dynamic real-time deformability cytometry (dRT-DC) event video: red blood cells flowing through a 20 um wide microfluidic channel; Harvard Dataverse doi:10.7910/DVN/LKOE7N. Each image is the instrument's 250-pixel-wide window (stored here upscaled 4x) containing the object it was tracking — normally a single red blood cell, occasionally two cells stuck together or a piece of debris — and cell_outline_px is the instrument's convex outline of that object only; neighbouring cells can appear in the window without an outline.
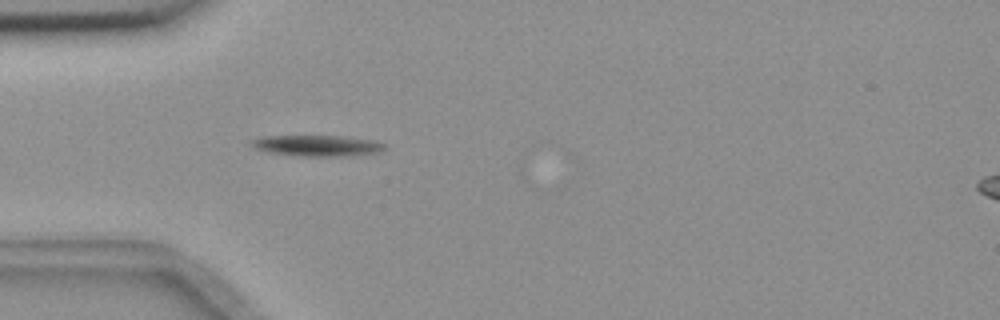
{"species": "common noctule bat (a hibernating species)", "species_latin": "Nyctalus noctula", "temperature_condition": "room temperature", "stored_images_in_passage": 49, "camera_frame_rate_fps": 3000, "um_per_image_px": 0.085, "animal": {"sex": "female", "body_mass_g": 18.4}, "frame": {"image": 1, "passage_image": 10, "time_ms": 3.0, "image_size_px": [1000, 320], "cell_outline_px": [[384, 148], [376, 152], [344, 156], [300, 156], [268, 152], [256, 148], [248, 144], [248, 140], [260, 136], [340, 136], [376, 140], [384, 144]], "centroid_in_image_um": [26.87, 12.37], "position_along_channel_um": 58.1, "area_um2": 16.24}}
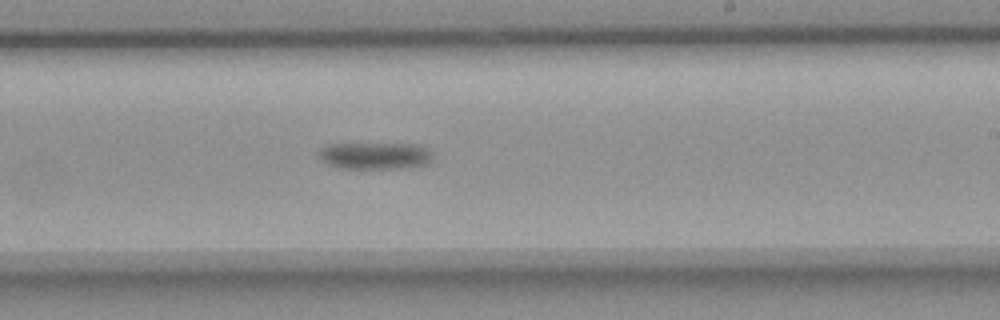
{"frame": {"image": 2, "passage_image": 27, "time_ms": 8.667, "image_size_px": [1000, 320], "cell_outline_px": [[432, 156], [428, 164], [400, 168], [340, 168], [328, 164], [320, 156], [320, 148], [328, 144], [420, 144], [428, 148], [432, 152]], "centroid_in_image_um": [31.93, 13.22], "position_along_channel_um": 257.1, "area_um2": 17.74}}
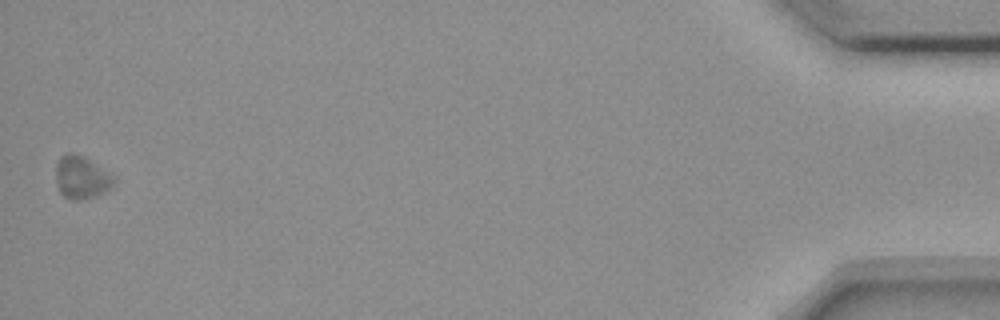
{"frame": {"image": 3, "passage_image": 49, "time_ms": 16.0, "image_size_px": [1000, 320], "cell_outline_px": [[116, 184], [92, 196], [76, 200], [72, 200], [64, 196], [60, 192], [56, 180], [56, 164], [60, 156], [68, 152], [80, 156], [88, 160], [116, 176]], "centroid_in_image_um": [6.91, 15.07], "position_along_channel_um": 428.3, "area_um2": 14.05}, "authors_computed_cell_mechanics": {"area_um2": 16.5308, "velocity_mm_per_s": 3.6074, "shape_relaxation_time_tau1_ms": 1.5038, "shape_relaxation_time_tau2_ms": null, "deformation_change_tau1": 0.1254, "deformation_change_tau2": null}}